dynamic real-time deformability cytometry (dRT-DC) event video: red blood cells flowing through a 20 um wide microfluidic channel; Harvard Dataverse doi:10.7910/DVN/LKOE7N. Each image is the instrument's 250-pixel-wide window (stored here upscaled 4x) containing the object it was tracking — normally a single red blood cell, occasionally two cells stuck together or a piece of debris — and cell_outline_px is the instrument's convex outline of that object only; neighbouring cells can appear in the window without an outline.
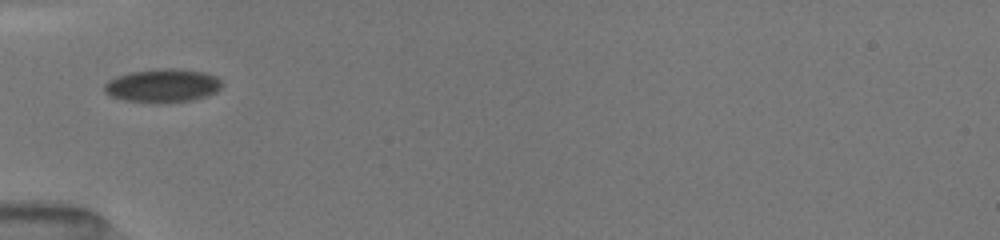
{"species": "common noctule bat (a hibernating species)", "species_latin": "Nyctalus noctula", "temperature_condition": "room temperature", "stored_images_in_passage": 34, "camera_frame_rate_fps": 3000, "um_per_image_px": 0.085, "animal": {"sex": "female", "body_mass_g": 19.5, "forearm_length_mm": 54.1}, "frame": {"image": 1, "passage_image": 1, "time_ms": 0.0, "image_size_px": [1000, 240], "cell_outline_px": [[220, 88], [216, 92], [208, 96], [192, 100], [124, 100], [112, 96], [104, 92], [104, 84], [108, 80], [116, 76], [128, 72], [160, 68], [180, 68], [204, 72], [216, 76], [220, 80]], "centroid_in_image_um": [13.82, 7.22], "position_along_channel_um": 71.2, "area_um2": 22.31}}
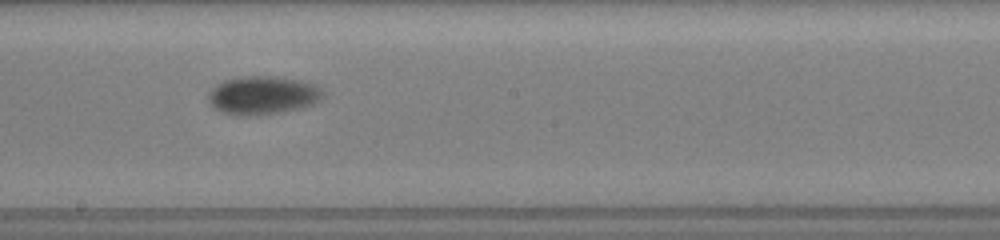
{"frame": {"image": 2, "passage_image": 13, "time_ms": 4.0, "image_size_px": [1000, 240], "cell_outline_px": [[324, 96], [320, 100], [312, 104], [300, 108], [276, 112], [248, 116], [244, 116], [224, 112], [216, 108], [208, 100], [208, 92], [216, 84], [224, 80], [244, 76], [272, 76], [300, 80], [316, 84], [324, 92]], "centroid_in_image_um": [22.35, 8.07], "position_along_channel_um": 225.9, "area_um2": 25.43}}
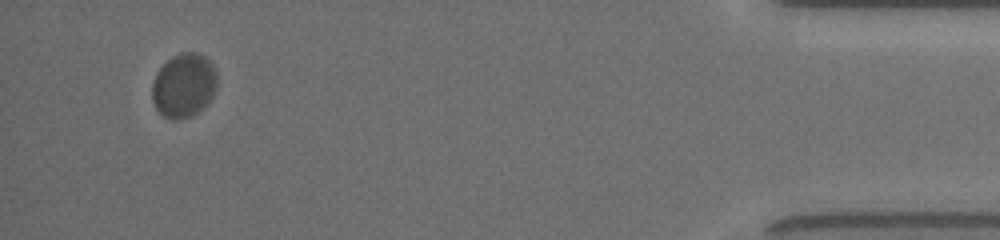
{"frame": {"image": 3, "passage_image": 33, "time_ms": 10.667, "image_size_px": [1000, 240], "cell_outline_px": [[216, 88], [212, 96], [192, 116], [180, 120], [172, 120], [164, 116], [156, 108], [152, 100], [152, 80], [156, 72], [172, 56], [180, 52], [196, 52], [204, 56], [216, 68]], "centroid_in_image_um": [15.6, 7.25], "position_along_channel_um": 419.6, "area_um2": 24.22}, "authors_computed_cell_mechanics": {"area_um2": 24.1026, "velocity_mm_per_s": 3.8968, "shape_relaxation_time_tau1_ms": 1.9029, "shape_relaxation_time_tau2_ms": null, "deformation_change_tau1": 0.0477, "deformation_change_tau2": null}}